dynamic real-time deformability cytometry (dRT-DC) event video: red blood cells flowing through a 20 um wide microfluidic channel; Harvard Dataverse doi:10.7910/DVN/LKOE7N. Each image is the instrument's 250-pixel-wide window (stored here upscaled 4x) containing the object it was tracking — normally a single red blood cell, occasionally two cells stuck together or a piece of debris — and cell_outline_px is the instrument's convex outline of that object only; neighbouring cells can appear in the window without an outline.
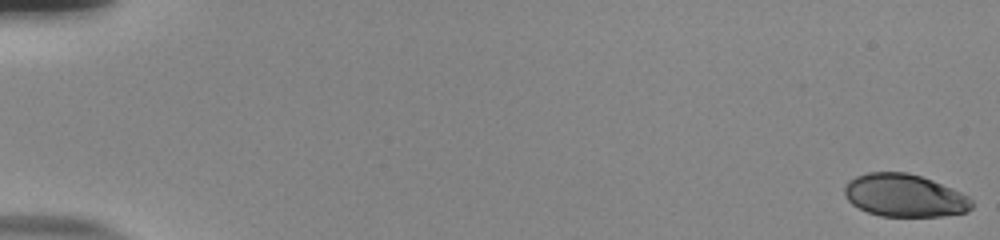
{"species": "human", "species_latin": "Homo sapiens", "temperature_condition": "room temperature", "stored_images_in_passage": 55, "camera_frame_rate_fps": 3000, "um_per_image_px": 0.085, "donor": {"sex": "male"}, "frame": {"image": 1, "passage_image": 1, "time_ms": 0.0, "image_size_px": [1000, 240], "cell_outline_px": [[972, 208], [968, 212], [940, 216], [880, 216], [868, 212], [852, 204], [848, 200], [844, 192], [844, 188], [848, 180], [856, 176], [868, 172], [908, 172], [932, 180], [960, 192], [968, 196], [972, 200]], "centroid_in_image_um": [76.88, 16.62], "position_along_channel_um": 8.1, "area_um2": 31.62}}
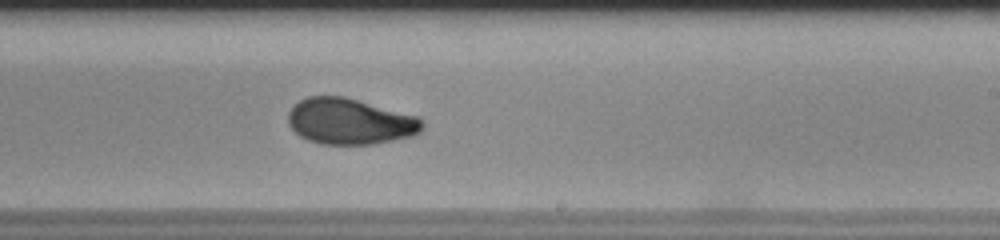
{"frame": {"image": 2, "passage_image": 35, "time_ms": 11.333, "image_size_px": [1000, 240], "cell_outline_px": [[424, 128], [416, 136], [372, 144], [320, 144], [308, 140], [300, 136], [288, 124], [288, 112], [300, 100], [308, 96], [344, 96], [420, 116], [424, 124]], "centroid_in_image_um": [29.8, 10.32], "position_along_channel_um": 259.2, "area_um2": 36.3}}
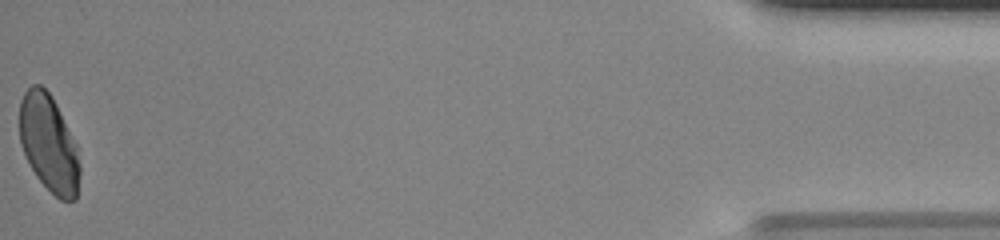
{"frame": {"image": 3, "passage_image": 55, "time_ms": 18.0, "image_size_px": [1000, 240], "cell_outline_px": [[80, 172], [76, 200], [60, 200], [36, 176], [20, 144], [20, 100], [24, 92], [32, 84], [40, 84], [52, 96], [76, 144], [80, 164]], "centroid_in_image_um": [4.16, 12.18], "position_along_channel_um": 431.0, "area_um2": 33.81}, "authors_computed_cell_mechanics": {"area_um2": 35.547, "velocity_mm_per_s": 3.8634, "shape_relaxation_time_tau1_ms": 7.326, "shape_relaxation_time_tau2_ms": 1.2574, "deformation_change_tau1": 0.1891, "deformation_change_tau2": 0.0467}}